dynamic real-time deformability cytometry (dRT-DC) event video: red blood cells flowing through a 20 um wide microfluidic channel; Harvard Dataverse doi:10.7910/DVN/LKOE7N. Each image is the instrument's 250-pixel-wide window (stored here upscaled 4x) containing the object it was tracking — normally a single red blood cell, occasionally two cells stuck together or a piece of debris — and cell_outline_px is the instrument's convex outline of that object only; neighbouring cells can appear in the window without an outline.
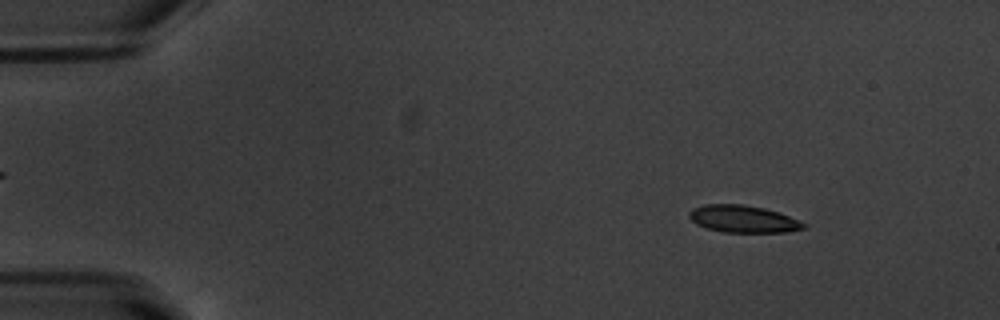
{"species": "common noctule bat (a hibernating species)", "species_latin": "Nyctalus noctula", "temperature_condition": "warm", "stored_images_in_passage": 54, "camera_frame_rate_fps": 3000, "um_per_image_px": 0.085, "animal": {"sex": "male", "body_mass_g": 20.1, "forearm_length_mm": 53.5}, "frame": {"image": 1, "passage_image": 7, "time_ms": 2.0, "image_size_px": [1000, 320], "cell_outline_px": [[808, 224], [804, 228], [784, 232], [724, 232], [708, 228], [696, 224], [688, 216], [688, 212], [692, 208], [704, 204], [744, 204], [764, 208], [800, 220]], "centroid_in_image_um": [63.14, 18.6], "position_along_channel_um": 21.9, "area_um2": 18.09}}
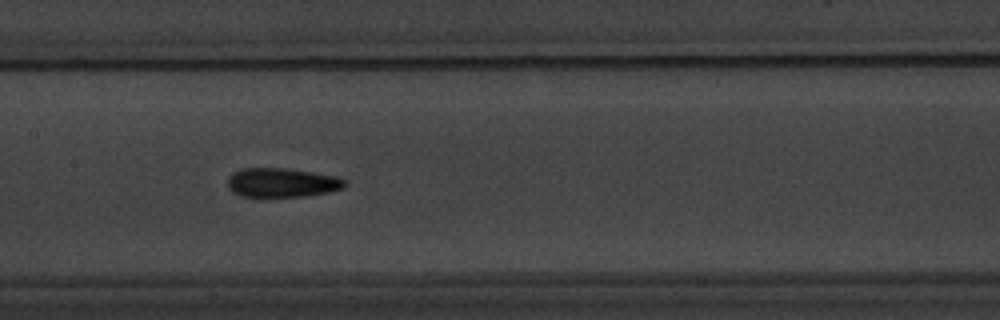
{"frame": {"image": 2, "passage_image": 27, "time_ms": 8.667, "image_size_px": [1000, 320], "cell_outline_px": [[348, 184], [344, 188], [328, 192], [304, 196], [260, 200], [240, 196], [232, 192], [228, 188], [228, 180], [236, 172], [244, 168], [284, 168], [336, 176], [344, 180]], "centroid_in_image_um": [23.93, 15.58], "position_along_channel_um": 183.5, "area_um2": 20.52}}
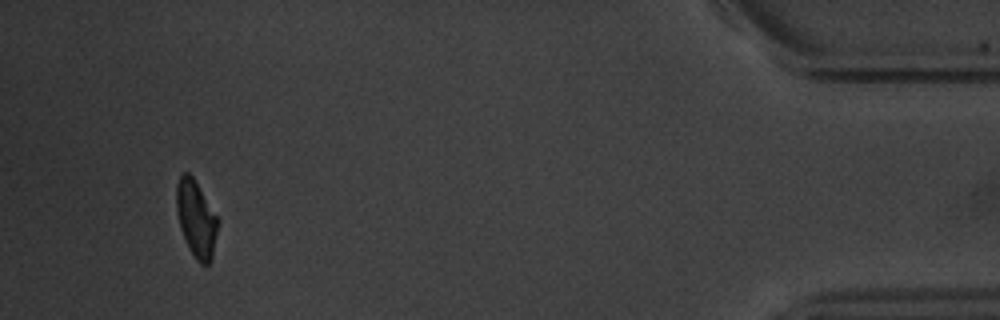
{"frame": {"image": 3, "passage_image": 51, "time_ms": 16.667, "image_size_px": [1000, 320], "cell_outline_px": [[220, 220], [212, 260], [208, 264], [200, 264], [196, 260], [180, 228], [176, 212], [176, 184], [180, 176], [184, 172], [188, 172], [192, 176]], "centroid_in_image_um": [16.69, 18.6], "position_along_channel_um": 418.5, "area_um2": 18.55}, "authors_computed_cell_mechanics": {"area_um2": 18.7561, "velocity_mm_per_s": 3.7816, "shape_relaxation_time_tau1_ms": 3.3055, "shape_relaxation_time_tau2_ms": 4.9041, "deformation_change_tau1": 0.14, "deformation_change_tau2": 0.1268}}